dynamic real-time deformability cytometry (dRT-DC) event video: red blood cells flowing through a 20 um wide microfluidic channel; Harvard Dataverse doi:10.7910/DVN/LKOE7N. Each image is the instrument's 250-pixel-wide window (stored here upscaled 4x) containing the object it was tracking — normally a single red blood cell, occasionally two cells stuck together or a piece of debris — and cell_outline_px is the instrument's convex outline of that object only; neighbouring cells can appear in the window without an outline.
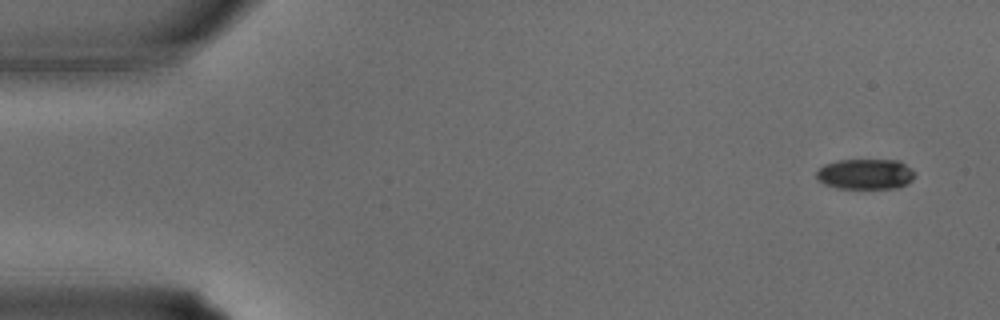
{"species": "common noctule bat (a hibernating species)", "species_latin": "Nyctalus noctula", "temperature_condition": "warm", "stored_images_in_passage": 4, "camera_frame_rate_fps": 3000, "um_per_image_px": 0.085, "animal": {"sex": "male", "body_mass_g": 15.6}, "frame": {"image": 1, "passage_image": 1, "time_ms": 0.0, "image_size_px": [1000, 320], "cell_outline_px": [[916, 176], [908, 184], [896, 188], [836, 188], [824, 184], [816, 176], [816, 172], [824, 164], [840, 160], [900, 160]], "centroid_in_image_um": [73.55, 14.8], "position_along_channel_um": 11.4, "area_um2": 17.34}}